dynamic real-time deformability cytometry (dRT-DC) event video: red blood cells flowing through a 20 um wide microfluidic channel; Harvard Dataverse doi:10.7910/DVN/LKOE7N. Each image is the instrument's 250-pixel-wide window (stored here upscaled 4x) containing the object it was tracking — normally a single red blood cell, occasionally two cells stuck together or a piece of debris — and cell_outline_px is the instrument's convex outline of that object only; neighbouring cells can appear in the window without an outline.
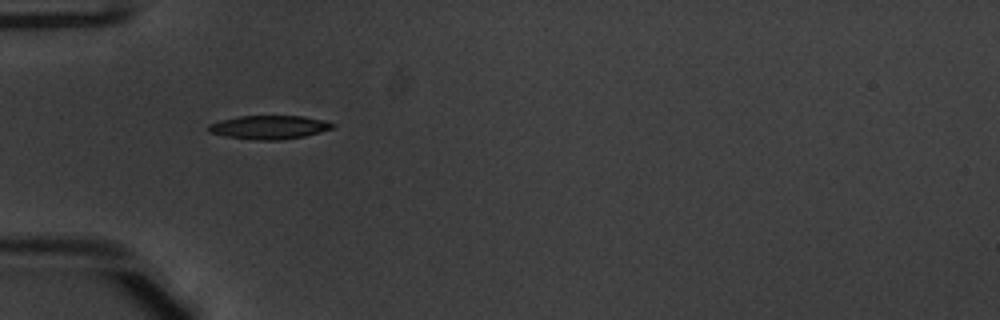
{"species": "common noctule bat (a hibernating species)", "species_latin": "Nyctalus noctula", "temperature_condition": "warm", "stored_images_in_passage": 33, "camera_frame_rate_fps": 3000, "um_per_image_px": 0.085, "animal": {"sex": "male", "body_mass_g": 20.1, "forearm_length_mm": 53.5}, "frame": {"image": 1, "passage_image": 1, "time_ms": 0.0, "image_size_px": [1000, 320], "cell_outline_px": [[336, 124], [332, 128], [320, 132], [304, 136], [280, 140], [256, 140], [224, 136], [208, 132], [208, 124], [220, 120], [240, 116], [304, 116], [324, 120]], "centroid_in_image_um": [22.86, 10.81], "position_along_channel_um": 62.1, "area_um2": 17.11}}
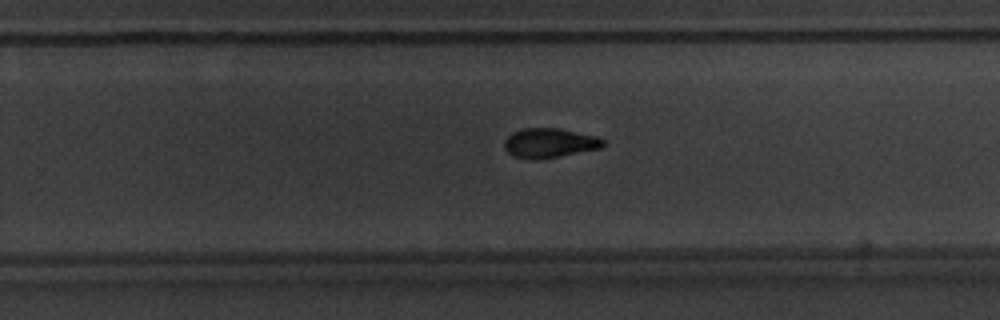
{"frame": {"image": 2, "passage_image": 18, "time_ms": 5.667, "image_size_px": [1000, 320], "cell_outline_px": [[608, 144], [600, 148], [536, 160], [512, 156], [504, 148], [504, 140], [512, 132], [524, 128], [560, 128], [596, 136], [604, 140]], "centroid_in_image_um": [46.7, 12.14], "position_along_channel_um": 283.1, "area_um2": 16.99}}
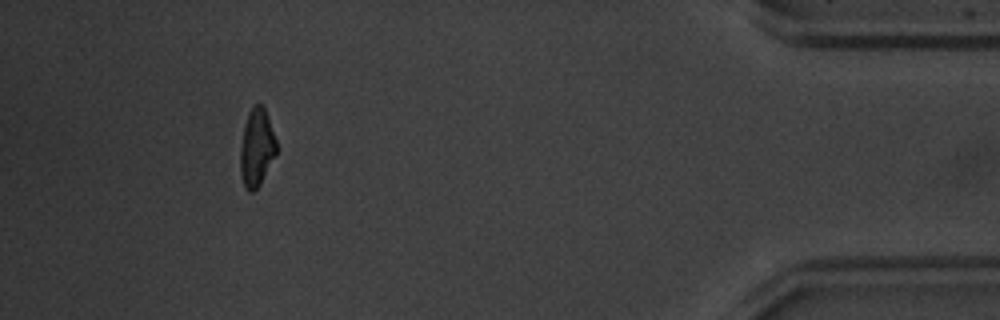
{"frame": {"image": 3, "passage_image": 32, "time_ms": 10.333, "image_size_px": [1000, 320], "cell_outline_px": [[280, 148], [276, 156], [260, 184], [252, 192], [248, 192], [244, 188], [240, 172], [240, 148], [244, 124], [248, 112], [256, 104], [260, 104], [264, 108]], "centroid_in_image_um": [21.83, 12.58], "position_along_channel_um": 413.4, "area_um2": 16.7}}